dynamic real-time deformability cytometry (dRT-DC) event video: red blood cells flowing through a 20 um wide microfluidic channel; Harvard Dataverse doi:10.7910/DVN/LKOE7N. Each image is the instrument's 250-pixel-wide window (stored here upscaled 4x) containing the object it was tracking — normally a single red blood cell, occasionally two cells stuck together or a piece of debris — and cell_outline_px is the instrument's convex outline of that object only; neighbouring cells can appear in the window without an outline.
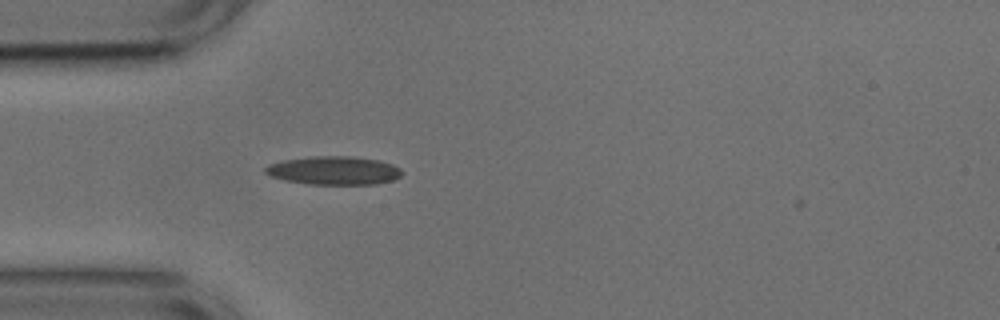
{"species": "common noctule bat (a hibernating species)", "species_latin": "Nyctalus noctula", "temperature_condition": "cold", "stored_images_in_passage": 3, "camera_frame_rate_fps": 3000, "um_per_image_px": 0.085, "animal": {"sex": "male", "body_mass_g": 17.9, "forearm_length_mm": 54.2}, "frame": {"image": 1, "passage_image": 2, "time_ms": 0.333, "image_size_px": [1000, 320], "cell_outline_px": [[404, 172], [400, 176], [392, 180], [376, 184], [308, 184], [284, 180], [272, 176], [264, 172], [264, 168], [268, 164], [280, 160], [312, 156], [352, 156], [380, 160], [392, 164], [400, 168]], "centroid_in_image_um": [28.37, 14.48], "position_along_channel_um": 56.6, "area_um2": 22.83}}